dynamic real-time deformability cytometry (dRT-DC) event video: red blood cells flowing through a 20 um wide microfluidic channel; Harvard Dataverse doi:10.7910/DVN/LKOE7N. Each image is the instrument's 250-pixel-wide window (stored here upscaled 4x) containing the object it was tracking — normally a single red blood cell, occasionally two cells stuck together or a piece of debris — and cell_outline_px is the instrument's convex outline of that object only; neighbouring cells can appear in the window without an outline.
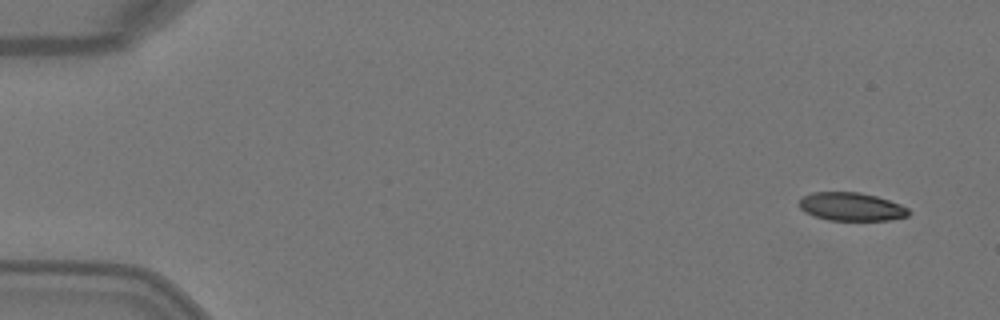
{"species": "Egyptian fruit bat (a non-hibernating species)", "species_latin": "Rousettus aegyptiacus", "temperature_condition": "warm", "stored_images_in_passage": 4, "camera_frame_rate_fps": 3000, "um_per_image_px": 0.085, "animal": {"sex": "female"}, "frame": {"image": 1, "passage_image": 1, "time_ms": 0.0, "image_size_px": [1000, 320], "cell_outline_px": [[912, 212], [908, 216], [892, 220], [828, 220], [812, 216], [804, 212], [800, 208], [800, 196], [812, 192], [860, 192], [876, 196], [900, 204], [908, 208]], "centroid_in_image_um": [72.35, 17.57], "position_along_channel_um": 12.6, "area_um2": 18.26}}
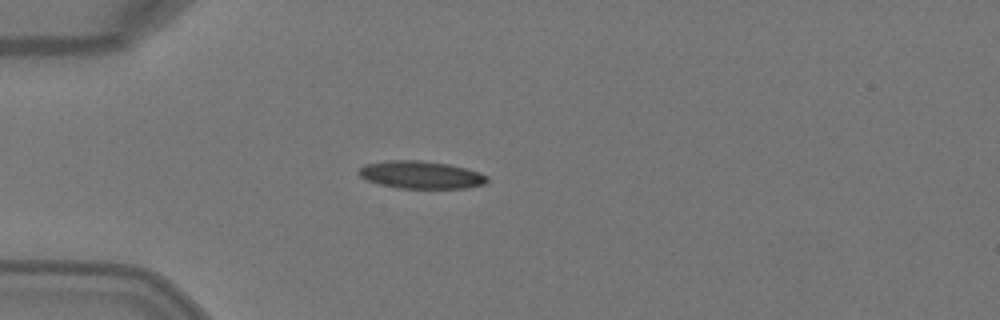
{"frame": {"image": 2, "passage_image": 4, "time_ms": 1.0, "image_size_px": [1000, 320], "cell_outline_px": [[488, 180], [484, 184], [468, 188], [400, 188], [380, 184], [368, 180], [360, 176], [356, 172], [364, 164], [384, 160], [420, 160], [448, 164], [480, 172], [488, 176]], "centroid_in_image_um": [35.77, 14.85], "position_along_channel_um": 49.2, "area_um2": 20.69}}